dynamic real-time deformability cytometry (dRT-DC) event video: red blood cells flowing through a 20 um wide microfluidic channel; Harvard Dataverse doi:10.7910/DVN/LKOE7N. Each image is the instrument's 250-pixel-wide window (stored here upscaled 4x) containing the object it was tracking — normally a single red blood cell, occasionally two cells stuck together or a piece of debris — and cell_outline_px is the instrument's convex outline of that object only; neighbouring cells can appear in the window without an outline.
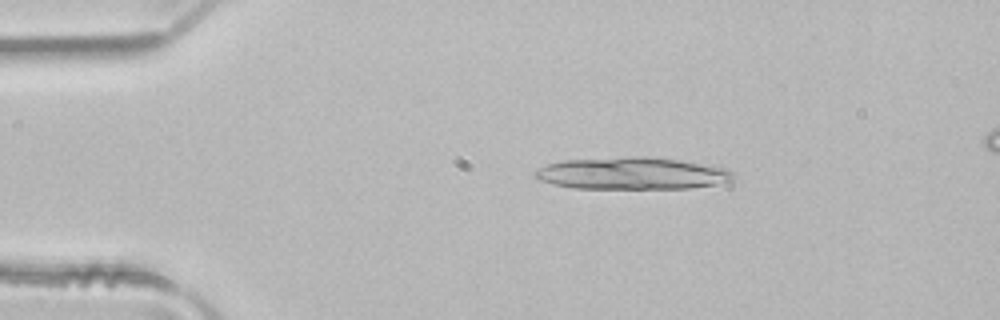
{"species": "common noctule bat (a hibernating species)", "species_latin": "Nyctalus noctula", "temperature_condition": "room temperature", "stored_images_in_passage": 4, "camera_frame_rate_fps": 3000, "um_per_image_px": 0.085, "animal": {"sex": "male", "body_mass_g": 21.5, "forearm_length_mm": 52.0}, "frame": {"image": 1, "passage_image": 3, "time_ms": 0.667, "image_size_px": [1000, 320], "cell_outline_px": [[732, 180], [716, 184], [692, 188], [576, 188], [552, 184], [540, 180], [532, 176], [532, 172], [548, 164], [564, 160], [632, 156], [648, 156], [680, 160], [724, 168], [732, 172]], "centroid_in_image_um": [53.67, 14.73], "position_along_channel_um": 31.3, "area_um2": 36.88}}